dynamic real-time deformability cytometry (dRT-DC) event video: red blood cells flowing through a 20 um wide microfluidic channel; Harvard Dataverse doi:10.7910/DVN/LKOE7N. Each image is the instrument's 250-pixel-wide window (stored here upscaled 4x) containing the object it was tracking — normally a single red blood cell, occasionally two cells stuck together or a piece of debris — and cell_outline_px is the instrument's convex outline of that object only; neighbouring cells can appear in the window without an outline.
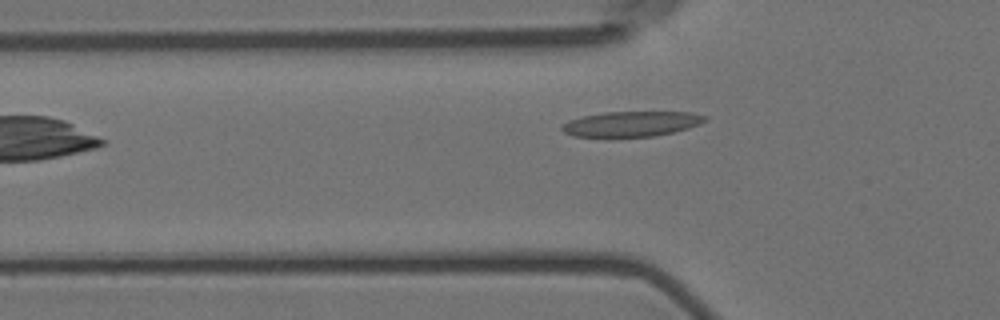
{"species": "Egyptian fruit bat (a non-hibernating species)", "species_latin": "Rousettus aegyptiacus", "temperature_condition": "room temperature", "stored_images_in_passage": 6, "camera_frame_rate_fps": 3000, "um_per_image_px": 0.085, "animal": {"sex": "female"}, "frame": {"image": 1, "passage_image": 6, "time_ms": 6.0, "image_size_px": [1000, 320], "cell_outline_px": [[708, 120], [700, 124], [688, 128], [656, 136], [608, 140], [572, 136], [564, 132], [560, 128], [560, 124], [568, 120], [580, 116], [604, 112], [692, 112], [708, 116]], "centroid_in_image_um": [53.57, 10.58], "position_along_channel_um": 72.2, "area_um2": 22.31}}